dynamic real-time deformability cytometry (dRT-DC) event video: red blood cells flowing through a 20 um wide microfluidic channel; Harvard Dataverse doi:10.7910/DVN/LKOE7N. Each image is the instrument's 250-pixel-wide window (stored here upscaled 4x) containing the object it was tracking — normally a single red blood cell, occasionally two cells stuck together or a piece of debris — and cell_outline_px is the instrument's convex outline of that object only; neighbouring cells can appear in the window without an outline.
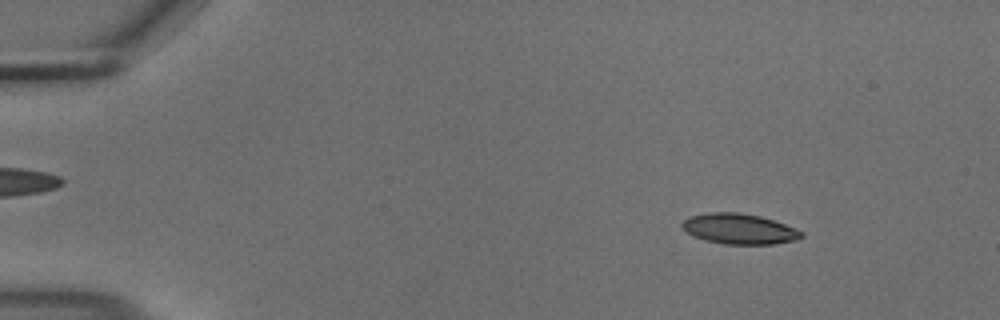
{"species": "common noctule bat (a hibernating species)", "species_latin": "Nyctalus noctula", "temperature_condition": "cold", "stored_images_in_passage": 55, "camera_frame_rate_fps": 3000, "um_per_image_px": 0.085, "animal": {"sex": "male", "body_mass_g": 18.8}, "frame": {"image": 1, "passage_image": 7, "time_ms": 2.0, "image_size_px": [1000, 320], "cell_outline_px": [[804, 236], [796, 240], [776, 244], [724, 244], [704, 240], [692, 236], [680, 224], [688, 216], [708, 212], [736, 212], [760, 216], [796, 228], [804, 232]], "centroid_in_image_um": [62.84, 19.46], "position_along_channel_um": 22.2, "area_um2": 21.27}}
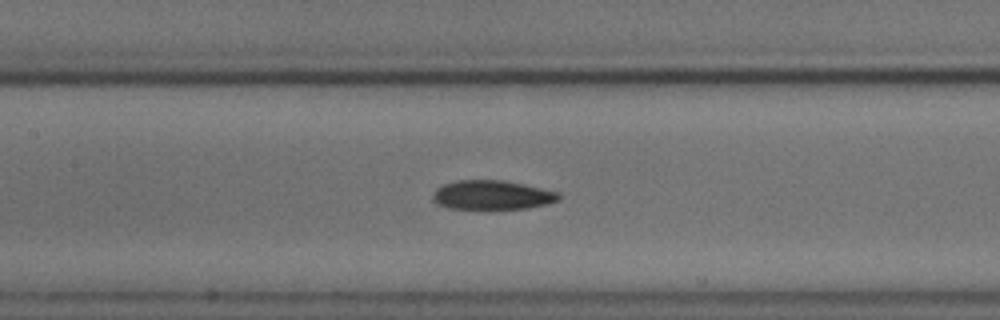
{"frame": {"image": 2, "passage_image": 26, "time_ms": 8.333, "image_size_px": [1000, 320], "cell_outline_px": [[560, 200], [548, 204], [528, 208], [448, 208], [436, 204], [432, 200], [432, 192], [436, 188], [444, 184], [456, 180], [500, 180], [560, 192]], "centroid_in_image_um": [41.79, 16.57], "position_along_channel_um": 165.6, "area_um2": 21.33}}
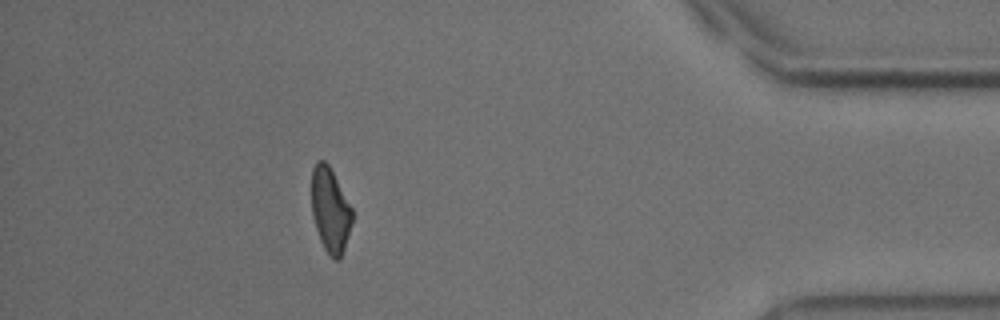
{"frame": {"image": 3, "passage_image": 49, "time_ms": 16.0, "image_size_px": [1000, 320], "cell_outline_px": [[352, 220], [344, 248], [340, 260], [336, 260], [324, 248], [320, 240], [312, 216], [312, 168], [316, 160], [324, 160], [328, 164], [352, 208]], "centroid_in_image_um": [28.05, 17.83], "position_along_channel_um": 407.1, "area_um2": 19.71}, "authors_computed_cell_mechanics": {"area_um2": 21.2704, "velocity_mm_per_s": 3.7133, "shape_relaxation_time_tau1_ms": 9.9291, "shape_relaxation_time_tau2_ms": 4.8647, "deformation_change_tau1": 0.202, "deformation_change_tau2": 0.1199}}